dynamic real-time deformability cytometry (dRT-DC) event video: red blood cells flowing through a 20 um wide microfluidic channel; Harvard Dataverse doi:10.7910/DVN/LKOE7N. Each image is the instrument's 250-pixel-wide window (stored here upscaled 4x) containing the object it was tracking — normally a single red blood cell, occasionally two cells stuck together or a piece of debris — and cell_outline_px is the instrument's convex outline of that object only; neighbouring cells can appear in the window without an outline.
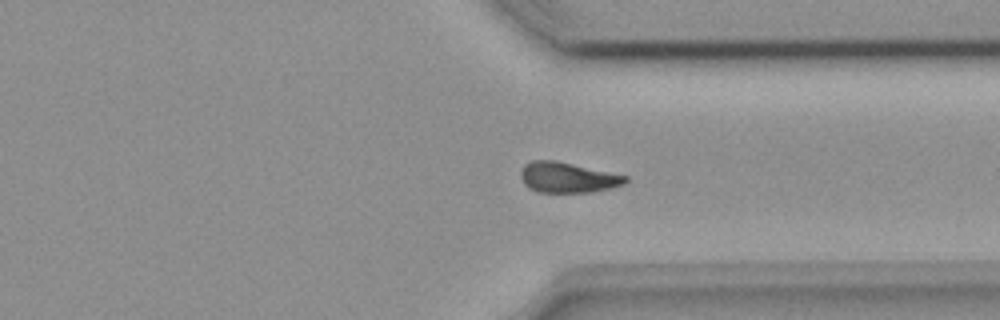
{"species": "common noctule bat (a hibernating species)", "species_latin": "Nyctalus noctula", "temperature_condition": "room temperature", "stored_images_in_passage": 48, "camera_frame_rate_fps": 3000, "um_per_image_px": 0.085, "animal": {"sex": "female", "body_mass_g": 18.4}, "frame": {"image": 1, "passage_image": 35, "time_ms": 11.333, "image_size_px": [1000, 320], "cell_outline_px": [[628, 180], [624, 184], [612, 188], [592, 192], [536, 192], [528, 188], [524, 184], [520, 176], [520, 172], [524, 164], [532, 160], [556, 160], [628, 176]], "centroid_in_image_um": [48.23, 15.08], "position_along_channel_um": 363.2, "area_um2": 18.73}}